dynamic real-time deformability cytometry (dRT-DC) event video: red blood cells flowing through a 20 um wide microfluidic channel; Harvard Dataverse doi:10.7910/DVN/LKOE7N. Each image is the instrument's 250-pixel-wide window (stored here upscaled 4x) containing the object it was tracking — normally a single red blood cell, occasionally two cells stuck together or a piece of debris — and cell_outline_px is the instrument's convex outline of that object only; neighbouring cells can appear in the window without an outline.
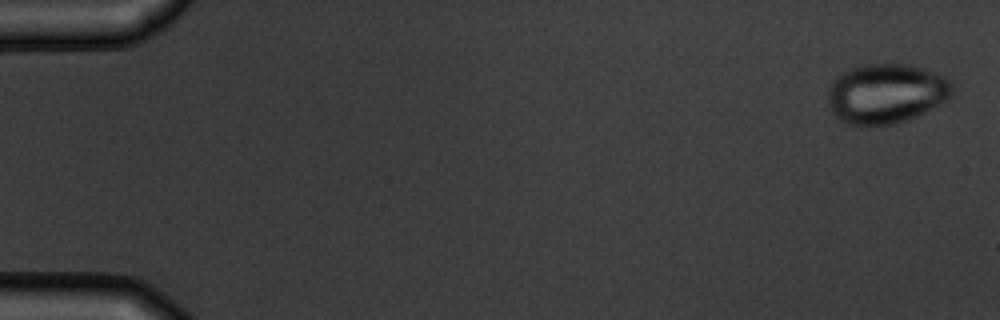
{"species": "common noctule bat (a hibernating species)", "species_latin": "Nyctalus noctula", "temperature_condition": "warm", "stored_images_in_passage": 3, "camera_frame_rate_fps": 3000, "um_per_image_px": 0.085, "animal": {"sex": "male", "body_mass_g": 19.5, "forearm_length_mm": 54.6}, "frame": {"image": 1, "passage_image": 1, "time_ms": 0.0, "image_size_px": [1000, 320], "cell_outline_px": [[952, 96], [948, 100], [916, 116], [896, 124], [868, 128], [848, 124], [840, 120], [832, 112], [828, 104], [828, 88], [836, 76], [840, 72], [848, 68], [864, 64], [912, 64], [924, 68], [944, 76], [952, 84]], "centroid_in_image_um": [75.29, 7.97], "position_along_channel_um": 9.7, "area_um2": 44.22}}